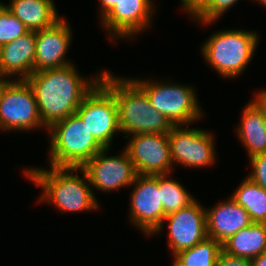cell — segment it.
Segmentation results:
<instances>
[{
	"label": "cell",
	"mask_w": 266,
	"mask_h": 266,
	"mask_svg": "<svg viewBox=\"0 0 266 266\" xmlns=\"http://www.w3.org/2000/svg\"><path fill=\"white\" fill-rule=\"evenodd\" d=\"M73 64L57 69L32 73L26 81L31 86L38 105L40 118L49 129L57 121L76 114L84 97L100 81L80 77Z\"/></svg>",
	"instance_id": "1"
},
{
	"label": "cell",
	"mask_w": 266,
	"mask_h": 266,
	"mask_svg": "<svg viewBox=\"0 0 266 266\" xmlns=\"http://www.w3.org/2000/svg\"><path fill=\"white\" fill-rule=\"evenodd\" d=\"M100 82L114 95L121 132L133 134L169 133L173 125L149 102L145 91L129 78L101 73Z\"/></svg>",
	"instance_id": "2"
},
{
	"label": "cell",
	"mask_w": 266,
	"mask_h": 266,
	"mask_svg": "<svg viewBox=\"0 0 266 266\" xmlns=\"http://www.w3.org/2000/svg\"><path fill=\"white\" fill-rule=\"evenodd\" d=\"M75 170H79L83 177L74 174ZM24 173L35 185L44 190L40 197L41 202L53 203L60 211H91L99 207L87 173L82 168L51 166L47 170L32 167L25 169Z\"/></svg>",
	"instance_id": "3"
},
{
	"label": "cell",
	"mask_w": 266,
	"mask_h": 266,
	"mask_svg": "<svg viewBox=\"0 0 266 266\" xmlns=\"http://www.w3.org/2000/svg\"><path fill=\"white\" fill-rule=\"evenodd\" d=\"M50 132V166L82 168L104 149L77 114L54 123Z\"/></svg>",
	"instance_id": "4"
},
{
	"label": "cell",
	"mask_w": 266,
	"mask_h": 266,
	"mask_svg": "<svg viewBox=\"0 0 266 266\" xmlns=\"http://www.w3.org/2000/svg\"><path fill=\"white\" fill-rule=\"evenodd\" d=\"M257 35L241 29L216 32L202 46L203 57L221 76L237 77L253 58L258 46Z\"/></svg>",
	"instance_id": "5"
},
{
	"label": "cell",
	"mask_w": 266,
	"mask_h": 266,
	"mask_svg": "<svg viewBox=\"0 0 266 266\" xmlns=\"http://www.w3.org/2000/svg\"><path fill=\"white\" fill-rule=\"evenodd\" d=\"M134 81L145 91L150 104L173 126H187L201 119L203 113L192 87L159 81L158 83L138 79Z\"/></svg>",
	"instance_id": "6"
},
{
	"label": "cell",
	"mask_w": 266,
	"mask_h": 266,
	"mask_svg": "<svg viewBox=\"0 0 266 266\" xmlns=\"http://www.w3.org/2000/svg\"><path fill=\"white\" fill-rule=\"evenodd\" d=\"M45 127L40 118L34 92L26 80L1 79L0 129L31 130Z\"/></svg>",
	"instance_id": "7"
},
{
	"label": "cell",
	"mask_w": 266,
	"mask_h": 266,
	"mask_svg": "<svg viewBox=\"0 0 266 266\" xmlns=\"http://www.w3.org/2000/svg\"><path fill=\"white\" fill-rule=\"evenodd\" d=\"M76 114L104 148H110L116 131L121 132L114 95L100 81L84 97Z\"/></svg>",
	"instance_id": "8"
},
{
	"label": "cell",
	"mask_w": 266,
	"mask_h": 266,
	"mask_svg": "<svg viewBox=\"0 0 266 266\" xmlns=\"http://www.w3.org/2000/svg\"><path fill=\"white\" fill-rule=\"evenodd\" d=\"M213 136L199 128L185 129L184 125L173 126L168 133L173 164L177 162L191 168L212 165L216 152Z\"/></svg>",
	"instance_id": "9"
},
{
	"label": "cell",
	"mask_w": 266,
	"mask_h": 266,
	"mask_svg": "<svg viewBox=\"0 0 266 266\" xmlns=\"http://www.w3.org/2000/svg\"><path fill=\"white\" fill-rule=\"evenodd\" d=\"M139 175L170 174L172 157L168 133L133 134L124 148Z\"/></svg>",
	"instance_id": "10"
},
{
	"label": "cell",
	"mask_w": 266,
	"mask_h": 266,
	"mask_svg": "<svg viewBox=\"0 0 266 266\" xmlns=\"http://www.w3.org/2000/svg\"><path fill=\"white\" fill-rule=\"evenodd\" d=\"M130 198V219L147 236H152L165 218L158 187V175L137 174Z\"/></svg>",
	"instance_id": "11"
},
{
	"label": "cell",
	"mask_w": 266,
	"mask_h": 266,
	"mask_svg": "<svg viewBox=\"0 0 266 266\" xmlns=\"http://www.w3.org/2000/svg\"><path fill=\"white\" fill-rule=\"evenodd\" d=\"M108 150L104 148L82 167L91 187L108 192L133 185L137 173L127 151L124 149L120 156H106Z\"/></svg>",
	"instance_id": "12"
},
{
	"label": "cell",
	"mask_w": 266,
	"mask_h": 266,
	"mask_svg": "<svg viewBox=\"0 0 266 266\" xmlns=\"http://www.w3.org/2000/svg\"><path fill=\"white\" fill-rule=\"evenodd\" d=\"M205 209L195 200L189 206L165 216L162 225L154 234L161 232L164 221H167L168 244L173 255L189 249L208 237Z\"/></svg>",
	"instance_id": "13"
},
{
	"label": "cell",
	"mask_w": 266,
	"mask_h": 266,
	"mask_svg": "<svg viewBox=\"0 0 266 266\" xmlns=\"http://www.w3.org/2000/svg\"><path fill=\"white\" fill-rule=\"evenodd\" d=\"M153 5L152 0H118V3L100 20L110 32L112 40L115 41L118 37L129 38L136 36L150 25L151 13H154Z\"/></svg>",
	"instance_id": "14"
},
{
	"label": "cell",
	"mask_w": 266,
	"mask_h": 266,
	"mask_svg": "<svg viewBox=\"0 0 266 266\" xmlns=\"http://www.w3.org/2000/svg\"><path fill=\"white\" fill-rule=\"evenodd\" d=\"M34 73L43 70L57 69L72 64L65 60V54L71 44V28L64 18L53 26L37 30Z\"/></svg>",
	"instance_id": "15"
},
{
	"label": "cell",
	"mask_w": 266,
	"mask_h": 266,
	"mask_svg": "<svg viewBox=\"0 0 266 266\" xmlns=\"http://www.w3.org/2000/svg\"><path fill=\"white\" fill-rule=\"evenodd\" d=\"M36 52V32L29 31L10 43L1 46L0 79L18 75L19 80H26L34 73ZM16 74V75H15Z\"/></svg>",
	"instance_id": "16"
},
{
	"label": "cell",
	"mask_w": 266,
	"mask_h": 266,
	"mask_svg": "<svg viewBox=\"0 0 266 266\" xmlns=\"http://www.w3.org/2000/svg\"><path fill=\"white\" fill-rule=\"evenodd\" d=\"M205 210L207 236L221 244L253 223L248 212L231 197Z\"/></svg>",
	"instance_id": "17"
},
{
	"label": "cell",
	"mask_w": 266,
	"mask_h": 266,
	"mask_svg": "<svg viewBox=\"0 0 266 266\" xmlns=\"http://www.w3.org/2000/svg\"><path fill=\"white\" fill-rule=\"evenodd\" d=\"M4 5L29 31L49 28L61 19L52 0H11Z\"/></svg>",
	"instance_id": "18"
},
{
	"label": "cell",
	"mask_w": 266,
	"mask_h": 266,
	"mask_svg": "<svg viewBox=\"0 0 266 266\" xmlns=\"http://www.w3.org/2000/svg\"><path fill=\"white\" fill-rule=\"evenodd\" d=\"M237 135L249 158L266 153V122L258 106L250 101L243 110Z\"/></svg>",
	"instance_id": "19"
},
{
	"label": "cell",
	"mask_w": 266,
	"mask_h": 266,
	"mask_svg": "<svg viewBox=\"0 0 266 266\" xmlns=\"http://www.w3.org/2000/svg\"><path fill=\"white\" fill-rule=\"evenodd\" d=\"M222 251L250 260L263 254L266 252V223H252L242 228L222 243Z\"/></svg>",
	"instance_id": "20"
},
{
	"label": "cell",
	"mask_w": 266,
	"mask_h": 266,
	"mask_svg": "<svg viewBox=\"0 0 266 266\" xmlns=\"http://www.w3.org/2000/svg\"><path fill=\"white\" fill-rule=\"evenodd\" d=\"M250 215L253 223H266V190L245 177L231 197Z\"/></svg>",
	"instance_id": "21"
},
{
	"label": "cell",
	"mask_w": 266,
	"mask_h": 266,
	"mask_svg": "<svg viewBox=\"0 0 266 266\" xmlns=\"http://www.w3.org/2000/svg\"><path fill=\"white\" fill-rule=\"evenodd\" d=\"M222 244L207 237L189 249L174 255L172 266H217Z\"/></svg>",
	"instance_id": "22"
},
{
	"label": "cell",
	"mask_w": 266,
	"mask_h": 266,
	"mask_svg": "<svg viewBox=\"0 0 266 266\" xmlns=\"http://www.w3.org/2000/svg\"><path fill=\"white\" fill-rule=\"evenodd\" d=\"M168 174L158 175V187L165 216L189 206L193 196L176 180L167 179Z\"/></svg>",
	"instance_id": "23"
},
{
	"label": "cell",
	"mask_w": 266,
	"mask_h": 266,
	"mask_svg": "<svg viewBox=\"0 0 266 266\" xmlns=\"http://www.w3.org/2000/svg\"><path fill=\"white\" fill-rule=\"evenodd\" d=\"M238 0H201L190 12L198 22L210 24L219 19Z\"/></svg>",
	"instance_id": "24"
},
{
	"label": "cell",
	"mask_w": 266,
	"mask_h": 266,
	"mask_svg": "<svg viewBox=\"0 0 266 266\" xmlns=\"http://www.w3.org/2000/svg\"><path fill=\"white\" fill-rule=\"evenodd\" d=\"M28 32V28L0 2V46Z\"/></svg>",
	"instance_id": "25"
},
{
	"label": "cell",
	"mask_w": 266,
	"mask_h": 266,
	"mask_svg": "<svg viewBox=\"0 0 266 266\" xmlns=\"http://www.w3.org/2000/svg\"><path fill=\"white\" fill-rule=\"evenodd\" d=\"M250 163L253 170L247 177L266 190V153L251 157Z\"/></svg>",
	"instance_id": "26"
},
{
	"label": "cell",
	"mask_w": 266,
	"mask_h": 266,
	"mask_svg": "<svg viewBox=\"0 0 266 266\" xmlns=\"http://www.w3.org/2000/svg\"><path fill=\"white\" fill-rule=\"evenodd\" d=\"M217 266H252V263L250 259L232 256L221 251L218 257Z\"/></svg>",
	"instance_id": "27"
},
{
	"label": "cell",
	"mask_w": 266,
	"mask_h": 266,
	"mask_svg": "<svg viewBox=\"0 0 266 266\" xmlns=\"http://www.w3.org/2000/svg\"><path fill=\"white\" fill-rule=\"evenodd\" d=\"M258 108L261 110L263 117L266 122V90H260V92L256 95V98L252 100Z\"/></svg>",
	"instance_id": "28"
},
{
	"label": "cell",
	"mask_w": 266,
	"mask_h": 266,
	"mask_svg": "<svg viewBox=\"0 0 266 266\" xmlns=\"http://www.w3.org/2000/svg\"><path fill=\"white\" fill-rule=\"evenodd\" d=\"M101 2V19L118 3V0H100Z\"/></svg>",
	"instance_id": "29"
},
{
	"label": "cell",
	"mask_w": 266,
	"mask_h": 266,
	"mask_svg": "<svg viewBox=\"0 0 266 266\" xmlns=\"http://www.w3.org/2000/svg\"><path fill=\"white\" fill-rule=\"evenodd\" d=\"M201 0H181L183 8L189 13Z\"/></svg>",
	"instance_id": "30"
},
{
	"label": "cell",
	"mask_w": 266,
	"mask_h": 266,
	"mask_svg": "<svg viewBox=\"0 0 266 266\" xmlns=\"http://www.w3.org/2000/svg\"><path fill=\"white\" fill-rule=\"evenodd\" d=\"M252 266H266V252L251 260Z\"/></svg>",
	"instance_id": "31"
},
{
	"label": "cell",
	"mask_w": 266,
	"mask_h": 266,
	"mask_svg": "<svg viewBox=\"0 0 266 266\" xmlns=\"http://www.w3.org/2000/svg\"><path fill=\"white\" fill-rule=\"evenodd\" d=\"M257 2H259L260 4H263L264 6H266V0H257Z\"/></svg>",
	"instance_id": "32"
}]
</instances>
